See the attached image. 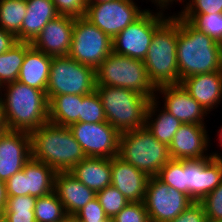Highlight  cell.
<instances>
[{
    "label": "cell",
    "mask_w": 222,
    "mask_h": 222,
    "mask_svg": "<svg viewBox=\"0 0 222 222\" xmlns=\"http://www.w3.org/2000/svg\"><path fill=\"white\" fill-rule=\"evenodd\" d=\"M159 105L161 106L159 99H152L149 102L146 112L145 127L158 141L169 146L182 123Z\"/></svg>",
    "instance_id": "25"
},
{
    "label": "cell",
    "mask_w": 222,
    "mask_h": 222,
    "mask_svg": "<svg viewBox=\"0 0 222 222\" xmlns=\"http://www.w3.org/2000/svg\"><path fill=\"white\" fill-rule=\"evenodd\" d=\"M107 122L120 133L145 126L150 98L126 88L96 85Z\"/></svg>",
    "instance_id": "5"
},
{
    "label": "cell",
    "mask_w": 222,
    "mask_h": 222,
    "mask_svg": "<svg viewBox=\"0 0 222 222\" xmlns=\"http://www.w3.org/2000/svg\"><path fill=\"white\" fill-rule=\"evenodd\" d=\"M207 216L203 205L200 202H193L175 219L169 222H206Z\"/></svg>",
    "instance_id": "41"
},
{
    "label": "cell",
    "mask_w": 222,
    "mask_h": 222,
    "mask_svg": "<svg viewBox=\"0 0 222 222\" xmlns=\"http://www.w3.org/2000/svg\"><path fill=\"white\" fill-rule=\"evenodd\" d=\"M100 205L104 209L106 216L112 220L129 201L124 195L112 185L96 193Z\"/></svg>",
    "instance_id": "34"
},
{
    "label": "cell",
    "mask_w": 222,
    "mask_h": 222,
    "mask_svg": "<svg viewBox=\"0 0 222 222\" xmlns=\"http://www.w3.org/2000/svg\"><path fill=\"white\" fill-rule=\"evenodd\" d=\"M112 222H151L143 202H129Z\"/></svg>",
    "instance_id": "37"
},
{
    "label": "cell",
    "mask_w": 222,
    "mask_h": 222,
    "mask_svg": "<svg viewBox=\"0 0 222 222\" xmlns=\"http://www.w3.org/2000/svg\"><path fill=\"white\" fill-rule=\"evenodd\" d=\"M106 121L103 104L96 90L90 94L82 95L79 122L99 123Z\"/></svg>",
    "instance_id": "33"
},
{
    "label": "cell",
    "mask_w": 222,
    "mask_h": 222,
    "mask_svg": "<svg viewBox=\"0 0 222 222\" xmlns=\"http://www.w3.org/2000/svg\"><path fill=\"white\" fill-rule=\"evenodd\" d=\"M7 199L8 197L5 182L0 180V212H4Z\"/></svg>",
    "instance_id": "44"
},
{
    "label": "cell",
    "mask_w": 222,
    "mask_h": 222,
    "mask_svg": "<svg viewBox=\"0 0 222 222\" xmlns=\"http://www.w3.org/2000/svg\"><path fill=\"white\" fill-rule=\"evenodd\" d=\"M184 7L177 14H214L222 13V0H184Z\"/></svg>",
    "instance_id": "36"
},
{
    "label": "cell",
    "mask_w": 222,
    "mask_h": 222,
    "mask_svg": "<svg viewBox=\"0 0 222 222\" xmlns=\"http://www.w3.org/2000/svg\"><path fill=\"white\" fill-rule=\"evenodd\" d=\"M24 178V171L21 170L5 182L7 197L25 196Z\"/></svg>",
    "instance_id": "42"
},
{
    "label": "cell",
    "mask_w": 222,
    "mask_h": 222,
    "mask_svg": "<svg viewBox=\"0 0 222 222\" xmlns=\"http://www.w3.org/2000/svg\"><path fill=\"white\" fill-rule=\"evenodd\" d=\"M1 93H2V85L0 84V96H1Z\"/></svg>",
    "instance_id": "52"
},
{
    "label": "cell",
    "mask_w": 222,
    "mask_h": 222,
    "mask_svg": "<svg viewBox=\"0 0 222 222\" xmlns=\"http://www.w3.org/2000/svg\"><path fill=\"white\" fill-rule=\"evenodd\" d=\"M52 56L31 46L25 53L18 81L39 90H47Z\"/></svg>",
    "instance_id": "22"
},
{
    "label": "cell",
    "mask_w": 222,
    "mask_h": 222,
    "mask_svg": "<svg viewBox=\"0 0 222 222\" xmlns=\"http://www.w3.org/2000/svg\"><path fill=\"white\" fill-rule=\"evenodd\" d=\"M34 196L8 197L4 210L6 222H36Z\"/></svg>",
    "instance_id": "30"
},
{
    "label": "cell",
    "mask_w": 222,
    "mask_h": 222,
    "mask_svg": "<svg viewBox=\"0 0 222 222\" xmlns=\"http://www.w3.org/2000/svg\"><path fill=\"white\" fill-rule=\"evenodd\" d=\"M180 84L209 114L218 107V104L220 105L222 100V70L192 75L182 80Z\"/></svg>",
    "instance_id": "20"
},
{
    "label": "cell",
    "mask_w": 222,
    "mask_h": 222,
    "mask_svg": "<svg viewBox=\"0 0 222 222\" xmlns=\"http://www.w3.org/2000/svg\"><path fill=\"white\" fill-rule=\"evenodd\" d=\"M48 101L50 123L69 127L71 124L79 122L82 95H57Z\"/></svg>",
    "instance_id": "27"
},
{
    "label": "cell",
    "mask_w": 222,
    "mask_h": 222,
    "mask_svg": "<svg viewBox=\"0 0 222 222\" xmlns=\"http://www.w3.org/2000/svg\"><path fill=\"white\" fill-rule=\"evenodd\" d=\"M145 11L134 0H113L87 4L84 17L113 39Z\"/></svg>",
    "instance_id": "12"
},
{
    "label": "cell",
    "mask_w": 222,
    "mask_h": 222,
    "mask_svg": "<svg viewBox=\"0 0 222 222\" xmlns=\"http://www.w3.org/2000/svg\"><path fill=\"white\" fill-rule=\"evenodd\" d=\"M70 173L97 193L111 185V158L86 157Z\"/></svg>",
    "instance_id": "23"
},
{
    "label": "cell",
    "mask_w": 222,
    "mask_h": 222,
    "mask_svg": "<svg viewBox=\"0 0 222 222\" xmlns=\"http://www.w3.org/2000/svg\"><path fill=\"white\" fill-rule=\"evenodd\" d=\"M26 13V0H0V28L21 41V26Z\"/></svg>",
    "instance_id": "29"
},
{
    "label": "cell",
    "mask_w": 222,
    "mask_h": 222,
    "mask_svg": "<svg viewBox=\"0 0 222 222\" xmlns=\"http://www.w3.org/2000/svg\"><path fill=\"white\" fill-rule=\"evenodd\" d=\"M31 157L56 172H70L86 158L81 145L68 127L50 122L30 132Z\"/></svg>",
    "instance_id": "3"
},
{
    "label": "cell",
    "mask_w": 222,
    "mask_h": 222,
    "mask_svg": "<svg viewBox=\"0 0 222 222\" xmlns=\"http://www.w3.org/2000/svg\"><path fill=\"white\" fill-rule=\"evenodd\" d=\"M7 130L5 121H4V115L3 111L0 105V136Z\"/></svg>",
    "instance_id": "46"
},
{
    "label": "cell",
    "mask_w": 222,
    "mask_h": 222,
    "mask_svg": "<svg viewBox=\"0 0 222 222\" xmlns=\"http://www.w3.org/2000/svg\"><path fill=\"white\" fill-rule=\"evenodd\" d=\"M159 97H163L162 107L182 124L205 125L204 120L209 113L188 94L181 84L158 86L155 99H160Z\"/></svg>",
    "instance_id": "15"
},
{
    "label": "cell",
    "mask_w": 222,
    "mask_h": 222,
    "mask_svg": "<svg viewBox=\"0 0 222 222\" xmlns=\"http://www.w3.org/2000/svg\"><path fill=\"white\" fill-rule=\"evenodd\" d=\"M217 136H218V141H219V144H220L219 146L222 147V126L218 130Z\"/></svg>",
    "instance_id": "48"
},
{
    "label": "cell",
    "mask_w": 222,
    "mask_h": 222,
    "mask_svg": "<svg viewBox=\"0 0 222 222\" xmlns=\"http://www.w3.org/2000/svg\"><path fill=\"white\" fill-rule=\"evenodd\" d=\"M30 42L17 41L9 50L0 54V84L2 86L18 80L20 68Z\"/></svg>",
    "instance_id": "28"
},
{
    "label": "cell",
    "mask_w": 222,
    "mask_h": 222,
    "mask_svg": "<svg viewBox=\"0 0 222 222\" xmlns=\"http://www.w3.org/2000/svg\"><path fill=\"white\" fill-rule=\"evenodd\" d=\"M95 71L97 85L126 88L155 99L156 87L148 77L143 60L112 51Z\"/></svg>",
    "instance_id": "7"
},
{
    "label": "cell",
    "mask_w": 222,
    "mask_h": 222,
    "mask_svg": "<svg viewBox=\"0 0 222 222\" xmlns=\"http://www.w3.org/2000/svg\"><path fill=\"white\" fill-rule=\"evenodd\" d=\"M73 28L74 17L59 15L47 23L31 44L35 49L52 57L68 56Z\"/></svg>",
    "instance_id": "18"
},
{
    "label": "cell",
    "mask_w": 222,
    "mask_h": 222,
    "mask_svg": "<svg viewBox=\"0 0 222 222\" xmlns=\"http://www.w3.org/2000/svg\"><path fill=\"white\" fill-rule=\"evenodd\" d=\"M96 71L69 56L52 57L46 95H87L96 90Z\"/></svg>",
    "instance_id": "8"
},
{
    "label": "cell",
    "mask_w": 222,
    "mask_h": 222,
    "mask_svg": "<svg viewBox=\"0 0 222 222\" xmlns=\"http://www.w3.org/2000/svg\"><path fill=\"white\" fill-rule=\"evenodd\" d=\"M113 51L112 38L85 17H74L68 56L96 69Z\"/></svg>",
    "instance_id": "10"
},
{
    "label": "cell",
    "mask_w": 222,
    "mask_h": 222,
    "mask_svg": "<svg viewBox=\"0 0 222 222\" xmlns=\"http://www.w3.org/2000/svg\"><path fill=\"white\" fill-rule=\"evenodd\" d=\"M27 13L21 26V41L32 43L47 23L60 14L52 0H26Z\"/></svg>",
    "instance_id": "24"
},
{
    "label": "cell",
    "mask_w": 222,
    "mask_h": 222,
    "mask_svg": "<svg viewBox=\"0 0 222 222\" xmlns=\"http://www.w3.org/2000/svg\"><path fill=\"white\" fill-rule=\"evenodd\" d=\"M58 222H78L77 218L73 215H67L64 219Z\"/></svg>",
    "instance_id": "47"
},
{
    "label": "cell",
    "mask_w": 222,
    "mask_h": 222,
    "mask_svg": "<svg viewBox=\"0 0 222 222\" xmlns=\"http://www.w3.org/2000/svg\"><path fill=\"white\" fill-rule=\"evenodd\" d=\"M179 23L170 16L154 33L143 60L150 81L157 88L179 84L177 35Z\"/></svg>",
    "instance_id": "4"
},
{
    "label": "cell",
    "mask_w": 222,
    "mask_h": 222,
    "mask_svg": "<svg viewBox=\"0 0 222 222\" xmlns=\"http://www.w3.org/2000/svg\"><path fill=\"white\" fill-rule=\"evenodd\" d=\"M0 222H6V218H5L4 212H0Z\"/></svg>",
    "instance_id": "50"
},
{
    "label": "cell",
    "mask_w": 222,
    "mask_h": 222,
    "mask_svg": "<svg viewBox=\"0 0 222 222\" xmlns=\"http://www.w3.org/2000/svg\"><path fill=\"white\" fill-rule=\"evenodd\" d=\"M211 152L207 158L183 160L185 194L194 202H200L222 182V154Z\"/></svg>",
    "instance_id": "13"
},
{
    "label": "cell",
    "mask_w": 222,
    "mask_h": 222,
    "mask_svg": "<svg viewBox=\"0 0 222 222\" xmlns=\"http://www.w3.org/2000/svg\"><path fill=\"white\" fill-rule=\"evenodd\" d=\"M166 9L159 6H157V12L146 9L137 20L112 39L113 52L144 60L155 31L171 16L164 13Z\"/></svg>",
    "instance_id": "9"
},
{
    "label": "cell",
    "mask_w": 222,
    "mask_h": 222,
    "mask_svg": "<svg viewBox=\"0 0 222 222\" xmlns=\"http://www.w3.org/2000/svg\"><path fill=\"white\" fill-rule=\"evenodd\" d=\"M60 15L84 17L87 0H52Z\"/></svg>",
    "instance_id": "40"
},
{
    "label": "cell",
    "mask_w": 222,
    "mask_h": 222,
    "mask_svg": "<svg viewBox=\"0 0 222 222\" xmlns=\"http://www.w3.org/2000/svg\"><path fill=\"white\" fill-rule=\"evenodd\" d=\"M178 15L222 45V13Z\"/></svg>",
    "instance_id": "32"
},
{
    "label": "cell",
    "mask_w": 222,
    "mask_h": 222,
    "mask_svg": "<svg viewBox=\"0 0 222 222\" xmlns=\"http://www.w3.org/2000/svg\"><path fill=\"white\" fill-rule=\"evenodd\" d=\"M206 128V125L182 124L168 146L171 159L190 160L209 157L211 153L208 147L212 143Z\"/></svg>",
    "instance_id": "17"
},
{
    "label": "cell",
    "mask_w": 222,
    "mask_h": 222,
    "mask_svg": "<svg viewBox=\"0 0 222 222\" xmlns=\"http://www.w3.org/2000/svg\"><path fill=\"white\" fill-rule=\"evenodd\" d=\"M206 222H220V221H212V220L207 219Z\"/></svg>",
    "instance_id": "51"
},
{
    "label": "cell",
    "mask_w": 222,
    "mask_h": 222,
    "mask_svg": "<svg viewBox=\"0 0 222 222\" xmlns=\"http://www.w3.org/2000/svg\"><path fill=\"white\" fill-rule=\"evenodd\" d=\"M54 192L64 206L67 215L73 216L96 197L93 190L85 186L70 172H56Z\"/></svg>",
    "instance_id": "21"
},
{
    "label": "cell",
    "mask_w": 222,
    "mask_h": 222,
    "mask_svg": "<svg viewBox=\"0 0 222 222\" xmlns=\"http://www.w3.org/2000/svg\"><path fill=\"white\" fill-rule=\"evenodd\" d=\"M118 157L149 177L157 176L171 159L169 147L158 141L145 126L120 134Z\"/></svg>",
    "instance_id": "6"
},
{
    "label": "cell",
    "mask_w": 222,
    "mask_h": 222,
    "mask_svg": "<svg viewBox=\"0 0 222 222\" xmlns=\"http://www.w3.org/2000/svg\"><path fill=\"white\" fill-rule=\"evenodd\" d=\"M111 185L129 202H143L149 176L116 156L111 158Z\"/></svg>",
    "instance_id": "19"
},
{
    "label": "cell",
    "mask_w": 222,
    "mask_h": 222,
    "mask_svg": "<svg viewBox=\"0 0 222 222\" xmlns=\"http://www.w3.org/2000/svg\"><path fill=\"white\" fill-rule=\"evenodd\" d=\"M17 42L16 37L0 28V54L9 50Z\"/></svg>",
    "instance_id": "43"
},
{
    "label": "cell",
    "mask_w": 222,
    "mask_h": 222,
    "mask_svg": "<svg viewBox=\"0 0 222 222\" xmlns=\"http://www.w3.org/2000/svg\"><path fill=\"white\" fill-rule=\"evenodd\" d=\"M193 202L188 195L169 187L157 176L149 177L143 203L151 222H169Z\"/></svg>",
    "instance_id": "11"
},
{
    "label": "cell",
    "mask_w": 222,
    "mask_h": 222,
    "mask_svg": "<svg viewBox=\"0 0 222 222\" xmlns=\"http://www.w3.org/2000/svg\"><path fill=\"white\" fill-rule=\"evenodd\" d=\"M154 1H155L156 7L157 6L164 7V8H167V10H169L168 8L171 7L172 5H174L173 2L178 3V1H179V3H182V1H184V0H154ZM169 5H171V6H169Z\"/></svg>",
    "instance_id": "45"
},
{
    "label": "cell",
    "mask_w": 222,
    "mask_h": 222,
    "mask_svg": "<svg viewBox=\"0 0 222 222\" xmlns=\"http://www.w3.org/2000/svg\"><path fill=\"white\" fill-rule=\"evenodd\" d=\"M200 203L204 207L207 219L222 222V182Z\"/></svg>",
    "instance_id": "38"
},
{
    "label": "cell",
    "mask_w": 222,
    "mask_h": 222,
    "mask_svg": "<svg viewBox=\"0 0 222 222\" xmlns=\"http://www.w3.org/2000/svg\"><path fill=\"white\" fill-rule=\"evenodd\" d=\"M22 170L25 174V196L38 198L54 191L56 171L52 167L31 157Z\"/></svg>",
    "instance_id": "26"
},
{
    "label": "cell",
    "mask_w": 222,
    "mask_h": 222,
    "mask_svg": "<svg viewBox=\"0 0 222 222\" xmlns=\"http://www.w3.org/2000/svg\"><path fill=\"white\" fill-rule=\"evenodd\" d=\"M157 177L169 187L185 194V172H183V160L170 159L160 169Z\"/></svg>",
    "instance_id": "35"
},
{
    "label": "cell",
    "mask_w": 222,
    "mask_h": 222,
    "mask_svg": "<svg viewBox=\"0 0 222 222\" xmlns=\"http://www.w3.org/2000/svg\"><path fill=\"white\" fill-rule=\"evenodd\" d=\"M78 222H110L97 197L89 201L74 215Z\"/></svg>",
    "instance_id": "39"
},
{
    "label": "cell",
    "mask_w": 222,
    "mask_h": 222,
    "mask_svg": "<svg viewBox=\"0 0 222 222\" xmlns=\"http://www.w3.org/2000/svg\"><path fill=\"white\" fill-rule=\"evenodd\" d=\"M179 23L177 64L179 84L196 74L222 70V45L206 33L197 30L178 14L171 15Z\"/></svg>",
    "instance_id": "1"
},
{
    "label": "cell",
    "mask_w": 222,
    "mask_h": 222,
    "mask_svg": "<svg viewBox=\"0 0 222 222\" xmlns=\"http://www.w3.org/2000/svg\"><path fill=\"white\" fill-rule=\"evenodd\" d=\"M31 158V137L26 131L6 130L0 136V180L6 182Z\"/></svg>",
    "instance_id": "16"
},
{
    "label": "cell",
    "mask_w": 222,
    "mask_h": 222,
    "mask_svg": "<svg viewBox=\"0 0 222 222\" xmlns=\"http://www.w3.org/2000/svg\"><path fill=\"white\" fill-rule=\"evenodd\" d=\"M34 213L36 222H58L67 216L64 206L54 191L37 198Z\"/></svg>",
    "instance_id": "31"
},
{
    "label": "cell",
    "mask_w": 222,
    "mask_h": 222,
    "mask_svg": "<svg viewBox=\"0 0 222 222\" xmlns=\"http://www.w3.org/2000/svg\"><path fill=\"white\" fill-rule=\"evenodd\" d=\"M0 105L7 130L31 132L49 122L45 91L14 81L2 86Z\"/></svg>",
    "instance_id": "2"
},
{
    "label": "cell",
    "mask_w": 222,
    "mask_h": 222,
    "mask_svg": "<svg viewBox=\"0 0 222 222\" xmlns=\"http://www.w3.org/2000/svg\"><path fill=\"white\" fill-rule=\"evenodd\" d=\"M81 145L86 157L113 158L118 156L120 132L107 121L76 122L68 127Z\"/></svg>",
    "instance_id": "14"
},
{
    "label": "cell",
    "mask_w": 222,
    "mask_h": 222,
    "mask_svg": "<svg viewBox=\"0 0 222 222\" xmlns=\"http://www.w3.org/2000/svg\"><path fill=\"white\" fill-rule=\"evenodd\" d=\"M113 0H87V4L100 3V2H110Z\"/></svg>",
    "instance_id": "49"
}]
</instances>
